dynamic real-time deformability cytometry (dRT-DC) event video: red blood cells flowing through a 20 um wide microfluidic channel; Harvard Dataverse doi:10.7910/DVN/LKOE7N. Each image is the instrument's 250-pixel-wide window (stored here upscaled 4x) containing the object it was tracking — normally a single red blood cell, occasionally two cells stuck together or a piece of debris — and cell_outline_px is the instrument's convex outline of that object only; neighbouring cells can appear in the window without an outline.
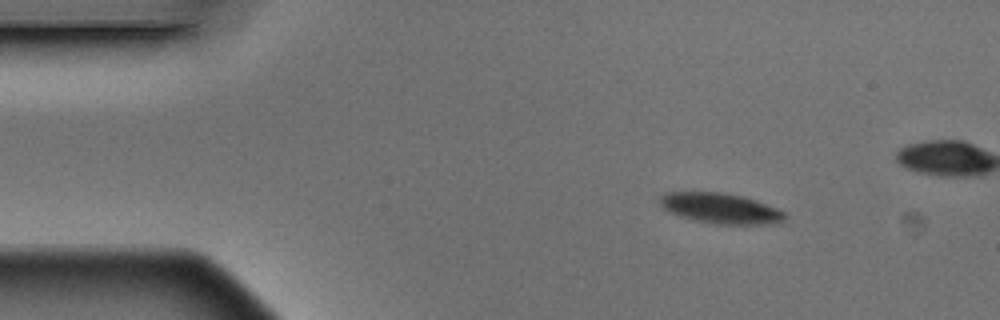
{"species": "Egyptian fruit bat (a non-hibernating species)", "species_latin": "Rousettus aegyptiacus", "temperature_condition": "warm", "stored_images_in_passage": 4, "camera_frame_rate_fps": 3000, "um_per_image_px": 0.085, "animal": {"sex": "male"}, "frame": {"image": 1, "passage_image": 1, "time_ms": 0.0, "image_size_px": [1000, 320], "cell_outline_px": [[784, 220], [780, 224], [712, 224], [680, 216], [668, 212], [660, 204], [660, 196], [664, 192], [720, 192], [744, 196], [756, 200], [776, 208], [784, 212]], "centroid_in_image_um": [61.24, 17.71], "position_along_channel_um": 23.8, "area_um2": 22.2}}